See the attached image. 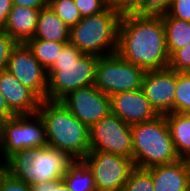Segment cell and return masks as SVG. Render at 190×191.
<instances>
[{"label":"cell","instance_id":"cell-4","mask_svg":"<svg viewBox=\"0 0 190 191\" xmlns=\"http://www.w3.org/2000/svg\"><path fill=\"white\" fill-rule=\"evenodd\" d=\"M75 162L69 154L47 145L17 151L6 160L8 173L30 185L62 179Z\"/></svg>","mask_w":190,"mask_h":191},{"label":"cell","instance_id":"cell-5","mask_svg":"<svg viewBox=\"0 0 190 191\" xmlns=\"http://www.w3.org/2000/svg\"><path fill=\"white\" fill-rule=\"evenodd\" d=\"M132 128L134 166L147 169L180 159L176 152L165 115L134 124Z\"/></svg>","mask_w":190,"mask_h":191},{"label":"cell","instance_id":"cell-37","mask_svg":"<svg viewBox=\"0 0 190 191\" xmlns=\"http://www.w3.org/2000/svg\"><path fill=\"white\" fill-rule=\"evenodd\" d=\"M31 191H50V181L30 185Z\"/></svg>","mask_w":190,"mask_h":191},{"label":"cell","instance_id":"cell-7","mask_svg":"<svg viewBox=\"0 0 190 191\" xmlns=\"http://www.w3.org/2000/svg\"><path fill=\"white\" fill-rule=\"evenodd\" d=\"M145 73L144 69L126 61L118 53L101 56L96 63L94 85L110 97L142 89Z\"/></svg>","mask_w":190,"mask_h":191},{"label":"cell","instance_id":"cell-35","mask_svg":"<svg viewBox=\"0 0 190 191\" xmlns=\"http://www.w3.org/2000/svg\"><path fill=\"white\" fill-rule=\"evenodd\" d=\"M14 116L15 114L10 110L4 96L0 92V119L6 121L7 119L13 118Z\"/></svg>","mask_w":190,"mask_h":191},{"label":"cell","instance_id":"cell-24","mask_svg":"<svg viewBox=\"0 0 190 191\" xmlns=\"http://www.w3.org/2000/svg\"><path fill=\"white\" fill-rule=\"evenodd\" d=\"M48 6L70 28L82 19L74 0H49Z\"/></svg>","mask_w":190,"mask_h":191},{"label":"cell","instance_id":"cell-18","mask_svg":"<svg viewBox=\"0 0 190 191\" xmlns=\"http://www.w3.org/2000/svg\"><path fill=\"white\" fill-rule=\"evenodd\" d=\"M34 38L54 42H69L70 27L47 6L39 12Z\"/></svg>","mask_w":190,"mask_h":191},{"label":"cell","instance_id":"cell-33","mask_svg":"<svg viewBox=\"0 0 190 191\" xmlns=\"http://www.w3.org/2000/svg\"><path fill=\"white\" fill-rule=\"evenodd\" d=\"M12 6V0H0V30L5 27Z\"/></svg>","mask_w":190,"mask_h":191},{"label":"cell","instance_id":"cell-36","mask_svg":"<svg viewBox=\"0 0 190 191\" xmlns=\"http://www.w3.org/2000/svg\"><path fill=\"white\" fill-rule=\"evenodd\" d=\"M50 191H70L63 179L50 181Z\"/></svg>","mask_w":190,"mask_h":191},{"label":"cell","instance_id":"cell-14","mask_svg":"<svg viewBox=\"0 0 190 191\" xmlns=\"http://www.w3.org/2000/svg\"><path fill=\"white\" fill-rule=\"evenodd\" d=\"M111 98V113L128 125H134L159 116L150 105L142 89L116 93Z\"/></svg>","mask_w":190,"mask_h":191},{"label":"cell","instance_id":"cell-23","mask_svg":"<svg viewBox=\"0 0 190 191\" xmlns=\"http://www.w3.org/2000/svg\"><path fill=\"white\" fill-rule=\"evenodd\" d=\"M174 113L190 114V72H177Z\"/></svg>","mask_w":190,"mask_h":191},{"label":"cell","instance_id":"cell-12","mask_svg":"<svg viewBox=\"0 0 190 191\" xmlns=\"http://www.w3.org/2000/svg\"><path fill=\"white\" fill-rule=\"evenodd\" d=\"M60 101L88 128L111 113V98L95 85L73 90Z\"/></svg>","mask_w":190,"mask_h":191},{"label":"cell","instance_id":"cell-25","mask_svg":"<svg viewBox=\"0 0 190 191\" xmlns=\"http://www.w3.org/2000/svg\"><path fill=\"white\" fill-rule=\"evenodd\" d=\"M122 191H154L151 173L147 169L134 168Z\"/></svg>","mask_w":190,"mask_h":191},{"label":"cell","instance_id":"cell-21","mask_svg":"<svg viewBox=\"0 0 190 191\" xmlns=\"http://www.w3.org/2000/svg\"><path fill=\"white\" fill-rule=\"evenodd\" d=\"M62 179L70 191H96L92 172L82 161H76Z\"/></svg>","mask_w":190,"mask_h":191},{"label":"cell","instance_id":"cell-15","mask_svg":"<svg viewBox=\"0 0 190 191\" xmlns=\"http://www.w3.org/2000/svg\"><path fill=\"white\" fill-rule=\"evenodd\" d=\"M0 92L15 115L35 114L41 100L6 69L0 71Z\"/></svg>","mask_w":190,"mask_h":191},{"label":"cell","instance_id":"cell-17","mask_svg":"<svg viewBox=\"0 0 190 191\" xmlns=\"http://www.w3.org/2000/svg\"><path fill=\"white\" fill-rule=\"evenodd\" d=\"M40 10L12 6L3 31L17 43H26L35 35Z\"/></svg>","mask_w":190,"mask_h":191},{"label":"cell","instance_id":"cell-30","mask_svg":"<svg viewBox=\"0 0 190 191\" xmlns=\"http://www.w3.org/2000/svg\"><path fill=\"white\" fill-rule=\"evenodd\" d=\"M17 42L5 31L0 30V71L6 69L12 49Z\"/></svg>","mask_w":190,"mask_h":191},{"label":"cell","instance_id":"cell-19","mask_svg":"<svg viewBox=\"0 0 190 191\" xmlns=\"http://www.w3.org/2000/svg\"><path fill=\"white\" fill-rule=\"evenodd\" d=\"M165 119L180 159L190 160V114L172 112Z\"/></svg>","mask_w":190,"mask_h":191},{"label":"cell","instance_id":"cell-8","mask_svg":"<svg viewBox=\"0 0 190 191\" xmlns=\"http://www.w3.org/2000/svg\"><path fill=\"white\" fill-rule=\"evenodd\" d=\"M82 162L92 172L96 191H122L135 168L131 158L99 150H90Z\"/></svg>","mask_w":190,"mask_h":191},{"label":"cell","instance_id":"cell-39","mask_svg":"<svg viewBox=\"0 0 190 191\" xmlns=\"http://www.w3.org/2000/svg\"><path fill=\"white\" fill-rule=\"evenodd\" d=\"M5 120L0 119V149L2 147V140H3V125Z\"/></svg>","mask_w":190,"mask_h":191},{"label":"cell","instance_id":"cell-34","mask_svg":"<svg viewBox=\"0 0 190 191\" xmlns=\"http://www.w3.org/2000/svg\"><path fill=\"white\" fill-rule=\"evenodd\" d=\"M173 0H146V12H158L164 10Z\"/></svg>","mask_w":190,"mask_h":191},{"label":"cell","instance_id":"cell-16","mask_svg":"<svg viewBox=\"0 0 190 191\" xmlns=\"http://www.w3.org/2000/svg\"><path fill=\"white\" fill-rule=\"evenodd\" d=\"M151 173L154 191H190V160L147 168Z\"/></svg>","mask_w":190,"mask_h":191},{"label":"cell","instance_id":"cell-20","mask_svg":"<svg viewBox=\"0 0 190 191\" xmlns=\"http://www.w3.org/2000/svg\"><path fill=\"white\" fill-rule=\"evenodd\" d=\"M165 27V36L169 56L190 43V21L170 17L164 10L157 12Z\"/></svg>","mask_w":190,"mask_h":191},{"label":"cell","instance_id":"cell-2","mask_svg":"<svg viewBox=\"0 0 190 191\" xmlns=\"http://www.w3.org/2000/svg\"><path fill=\"white\" fill-rule=\"evenodd\" d=\"M44 122L47 146L82 161L91 150L89 128L60 100H43L37 112Z\"/></svg>","mask_w":190,"mask_h":191},{"label":"cell","instance_id":"cell-38","mask_svg":"<svg viewBox=\"0 0 190 191\" xmlns=\"http://www.w3.org/2000/svg\"><path fill=\"white\" fill-rule=\"evenodd\" d=\"M7 173H8V167L5 161L4 164H0V186Z\"/></svg>","mask_w":190,"mask_h":191},{"label":"cell","instance_id":"cell-10","mask_svg":"<svg viewBox=\"0 0 190 191\" xmlns=\"http://www.w3.org/2000/svg\"><path fill=\"white\" fill-rule=\"evenodd\" d=\"M89 141L91 150L106 151L132 159L131 125L113 113L89 128Z\"/></svg>","mask_w":190,"mask_h":191},{"label":"cell","instance_id":"cell-26","mask_svg":"<svg viewBox=\"0 0 190 191\" xmlns=\"http://www.w3.org/2000/svg\"><path fill=\"white\" fill-rule=\"evenodd\" d=\"M168 68L176 72H190V43L169 56Z\"/></svg>","mask_w":190,"mask_h":191},{"label":"cell","instance_id":"cell-27","mask_svg":"<svg viewBox=\"0 0 190 191\" xmlns=\"http://www.w3.org/2000/svg\"><path fill=\"white\" fill-rule=\"evenodd\" d=\"M164 11L172 18L190 21V0H173Z\"/></svg>","mask_w":190,"mask_h":191},{"label":"cell","instance_id":"cell-29","mask_svg":"<svg viewBox=\"0 0 190 191\" xmlns=\"http://www.w3.org/2000/svg\"><path fill=\"white\" fill-rule=\"evenodd\" d=\"M108 6L122 13L146 12V0H106Z\"/></svg>","mask_w":190,"mask_h":191},{"label":"cell","instance_id":"cell-32","mask_svg":"<svg viewBox=\"0 0 190 191\" xmlns=\"http://www.w3.org/2000/svg\"><path fill=\"white\" fill-rule=\"evenodd\" d=\"M49 0H12L13 6L42 9L48 6Z\"/></svg>","mask_w":190,"mask_h":191},{"label":"cell","instance_id":"cell-6","mask_svg":"<svg viewBox=\"0 0 190 191\" xmlns=\"http://www.w3.org/2000/svg\"><path fill=\"white\" fill-rule=\"evenodd\" d=\"M122 14L108 6L98 14L82 17L70 28L69 42L84 54L101 57L117 53ZM104 48L107 49V54L102 53Z\"/></svg>","mask_w":190,"mask_h":191},{"label":"cell","instance_id":"cell-3","mask_svg":"<svg viewBox=\"0 0 190 191\" xmlns=\"http://www.w3.org/2000/svg\"><path fill=\"white\" fill-rule=\"evenodd\" d=\"M98 56L84 54L67 43L47 71V100H61L69 92L94 85Z\"/></svg>","mask_w":190,"mask_h":191},{"label":"cell","instance_id":"cell-28","mask_svg":"<svg viewBox=\"0 0 190 191\" xmlns=\"http://www.w3.org/2000/svg\"><path fill=\"white\" fill-rule=\"evenodd\" d=\"M81 17L91 16L104 11L107 7L106 0H74Z\"/></svg>","mask_w":190,"mask_h":191},{"label":"cell","instance_id":"cell-11","mask_svg":"<svg viewBox=\"0 0 190 191\" xmlns=\"http://www.w3.org/2000/svg\"><path fill=\"white\" fill-rule=\"evenodd\" d=\"M6 70L41 101L47 99V71L26 43H17L12 49Z\"/></svg>","mask_w":190,"mask_h":191},{"label":"cell","instance_id":"cell-1","mask_svg":"<svg viewBox=\"0 0 190 191\" xmlns=\"http://www.w3.org/2000/svg\"><path fill=\"white\" fill-rule=\"evenodd\" d=\"M117 53L145 71L168 67L165 27L157 12H126L119 25Z\"/></svg>","mask_w":190,"mask_h":191},{"label":"cell","instance_id":"cell-9","mask_svg":"<svg viewBox=\"0 0 190 191\" xmlns=\"http://www.w3.org/2000/svg\"><path fill=\"white\" fill-rule=\"evenodd\" d=\"M35 122H30V120ZM47 145L44 122L38 113L15 115L3 125V140L0 151L4 161L17 151Z\"/></svg>","mask_w":190,"mask_h":191},{"label":"cell","instance_id":"cell-31","mask_svg":"<svg viewBox=\"0 0 190 191\" xmlns=\"http://www.w3.org/2000/svg\"><path fill=\"white\" fill-rule=\"evenodd\" d=\"M0 191H31V188L29 183L17 179L10 173H7L1 183Z\"/></svg>","mask_w":190,"mask_h":191},{"label":"cell","instance_id":"cell-22","mask_svg":"<svg viewBox=\"0 0 190 191\" xmlns=\"http://www.w3.org/2000/svg\"><path fill=\"white\" fill-rule=\"evenodd\" d=\"M67 43L69 42H54L34 37L26 42L27 46L32 50L34 57L45 70L55 62Z\"/></svg>","mask_w":190,"mask_h":191},{"label":"cell","instance_id":"cell-13","mask_svg":"<svg viewBox=\"0 0 190 191\" xmlns=\"http://www.w3.org/2000/svg\"><path fill=\"white\" fill-rule=\"evenodd\" d=\"M176 85L177 72L168 67L146 71L142 81V90L158 115L174 112Z\"/></svg>","mask_w":190,"mask_h":191}]
</instances>
